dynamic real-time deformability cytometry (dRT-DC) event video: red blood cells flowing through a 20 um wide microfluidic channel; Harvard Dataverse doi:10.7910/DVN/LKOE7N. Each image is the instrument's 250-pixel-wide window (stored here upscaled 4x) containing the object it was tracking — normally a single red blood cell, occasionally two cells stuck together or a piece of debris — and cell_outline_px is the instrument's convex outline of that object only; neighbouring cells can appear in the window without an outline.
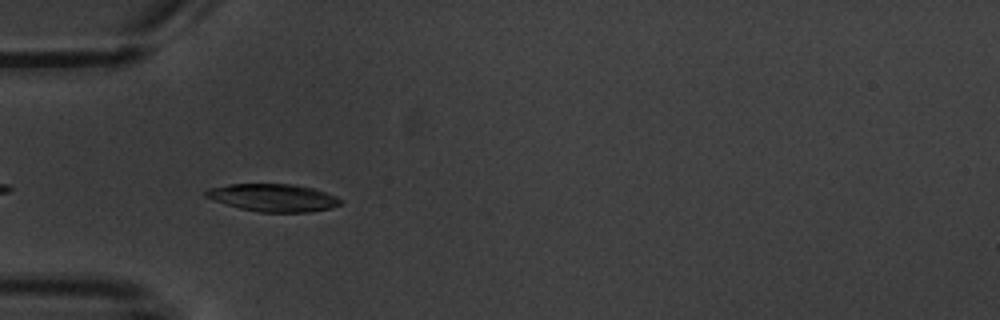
{"species": "common noctule bat (a hibernating species)", "species_latin": "Nyctalus noctula", "temperature_condition": "warm", "stored_images_in_passage": 12, "camera_frame_rate_fps": 3000, "um_per_image_px": 0.085, "animal": {"sex": "male", "body_mass_g": 20.1, "forearm_length_mm": 53.5}, "frame": {"image": 1, "passage_image": 3, "time_ms": 3.333, "image_size_px": [1000, 320], "cell_outline_px": [[344, 200], [340, 204], [332, 208], [308, 212], [260, 212], [240, 208], [224, 204], [204, 196], [204, 192], [208, 188], [228, 184], [296, 184], [312, 188], [336, 196]], "centroid_in_image_um": [23.21, 16.8], "position_along_channel_um": 61.8, "area_um2": 21.73}}
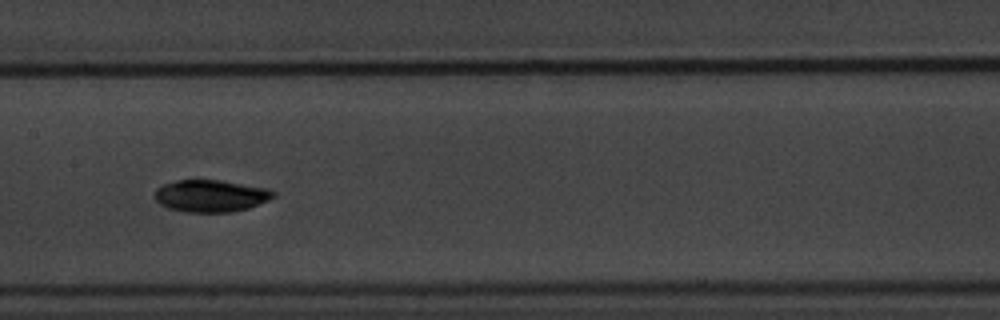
{"frame": {"image": 2, "passage_image": 6, "time_ms": 7.0, "image_size_px": [1000, 320], "cell_outline_px": [[276, 196], [268, 200], [248, 208], [232, 212], [188, 212], [168, 208], [160, 204], [156, 200], [156, 188], [164, 184], [176, 180], [220, 180], [268, 188], [276, 192]], "centroid_in_image_um": [17.94, 16.64], "position_along_channel_um": 189.5, "area_um2": 22.14}, "authors_computed_cell_mechanics": {"area_um2": 21.9351, "velocity_mm_per_s": 3.5508, "shape_relaxation_time_tau1_ms": 2.635, "shape_relaxation_time_tau2_ms": null, "deformation_change_tau1": 0.1366, "deformation_change_tau2": null}}